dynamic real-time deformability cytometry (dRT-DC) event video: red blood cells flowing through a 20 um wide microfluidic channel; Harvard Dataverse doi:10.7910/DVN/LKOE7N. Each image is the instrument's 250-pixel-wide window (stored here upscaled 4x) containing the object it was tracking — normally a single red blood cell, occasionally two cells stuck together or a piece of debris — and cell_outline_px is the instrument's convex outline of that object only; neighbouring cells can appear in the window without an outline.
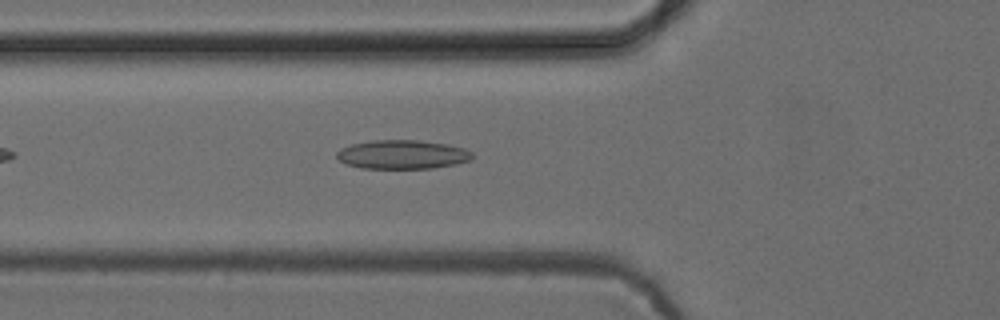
{"species": "common noctule bat (a hibernating species)", "species_latin": "Nyctalus noctula", "temperature_condition": "cold", "stored_images_in_passage": 40, "camera_frame_rate_fps": 3000, "um_per_image_px": 0.085, "animal": {"sex": "female", "body_mass_g": 24.6, "forearm_length_mm": 56.2}, "frame": {"image": 1, "passage_image": 7, "time_ms": 2.0, "image_size_px": [1000, 320], "cell_outline_px": [[472, 156], [468, 160], [456, 164], [432, 168], [360, 168], [348, 164], [340, 160], [336, 156], [336, 152], [340, 148], [352, 144], [372, 140], [420, 140], [448, 144], [464, 148], [472, 152]], "centroid_in_image_um": [34.19, 13.12], "position_along_channel_um": 91.6, "area_um2": 22.77}}
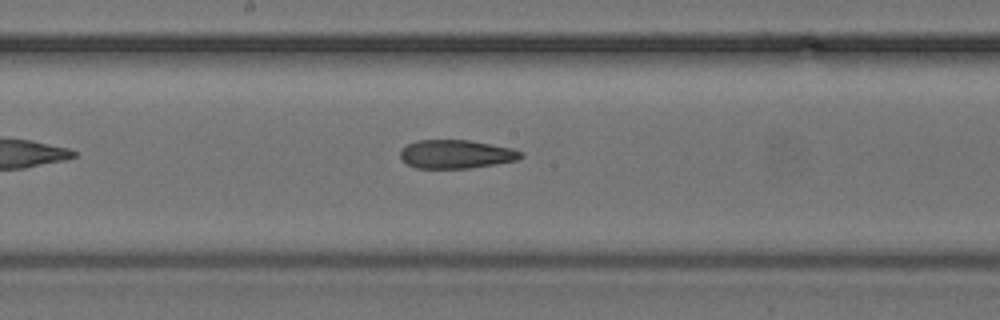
{"frame": {"image": 2, "passage_image": 16, "time_ms": 5.0, "image_size_px": [1000, 320], "cell_outline_px": [[524, 156], [516, 160], [496, 164], [468, 168], [416, 168], [408, 164], [400, 156], [400, 152], [408, 144], [420, 140], [472, 140], [512, 148], [524, 152]], "centroid_in_image_um": [38.82, 13.1], "position_along_channel_um": 209.4, "area_um2": 20.0}}
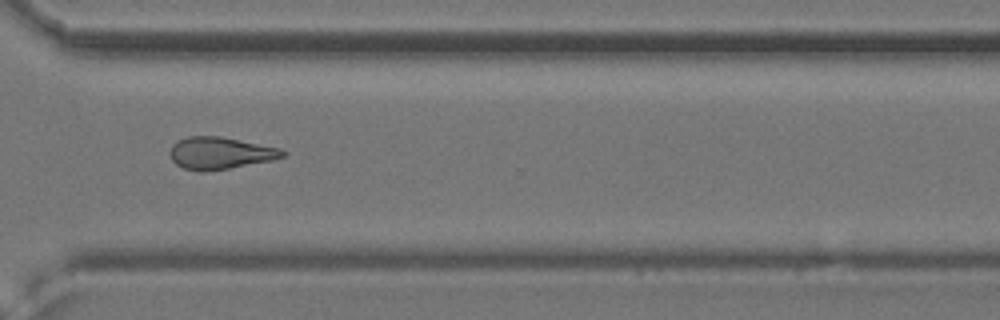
{"frame": {"image": 3, "passage_image": 27, "time_ms": 8.667, "image_size_px": [1000, 320], "cell_outline_px": [[288, 152], [284, 156], [272, 160], [228, 168], [204, 172], [200, 172], [184, 168], [176, 164], [172, 160], [168, 152], [172, 144], [176, 140], [188, 136], [220, 136], [280, 148]], "centroid_in_image_um": [18.67, 13.01], "position_along_channel_um": 351.9, "area_um2": 21.15}, "authors_computed_cell_mechanics": {"area_um2": 20.808, "velocity_mm_per_s": 3.9063, "shape_relaxation_time_tau1_ms": null, "shape_relaxation_time_tau2_ms": 3.4303, "deformation_change_tau1": null, "deformation_change_tau2": 0.1096}}